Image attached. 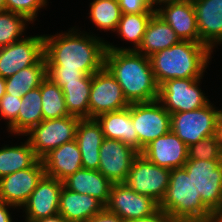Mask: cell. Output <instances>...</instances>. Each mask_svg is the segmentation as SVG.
Segmentation results:
<instances>
[{"label": "cell", "instance_id": "74e56055", "mask_svg": "<svg viewBox=\"0 0 222 222\" xmlns=\"http://www.w3.org/2000/svg\"><path fill=\"white\" fill-rule=\"evenodd\" d=\"M122 14L155 13L150 0H118Z\"/></svg>", "mask_w": 222, "mask_h": 222}, {"label": "cell", "instance_id": "e575fe53", "mask_svg": "<svg viewBox=\"0 0 222 222\" xmlns=\"http://www.w3.org/2000/svg\"><path fill=\"white\" fill-rule=\"evenodd\" d=\"M6 10L25 16L30 22L35 21L37 11L47 5V0H5Z\"/></svg>", "mask_w": 222, "mask_h": 222}, {"label": "cell", "instance_id": "e0dca14e", "mask_svg": "<svg viewBox=\"0 0 222 222\" xmlns=\"http://www.w3.org/2000/svg\"><path fill=\"white\" fill-rule=\"evenodd\" d=\"M63 182L44 176L22 206L26 213V222H35L59 214L60 193Z\"/></svg>", "mask_w": 222, "mask_h": 222}, {"label": "cell", "instance_id": "83f0119b", "mask_svg": "<svg viewBox=\"0 0 222 222\" xmlns=\"http://www.w3.org/2000/svg\"><path fill=\"white\" fill-rule=\"evenodd\" d=\"M92 75H85L78 82H66L62 87L69 115L89 118V97Z\"/></svg>", "mask_w": 222, "mask_h": 222}, {"label": "cell", "instance_id": "f35d334b", "mask_svg": "<svg viewBox=\"0 0 222 222\" xmlns=\"http://www.w3.org/2000/svg\"><path fill=\"white\" fill-rule=\"evenodd\" d=\"M127 222H175L166 212L161 210L160 208L152 215L133 219Z\"/></svg>", "mask_w": 222, "mask_h": 222}, {"label": "cell", "instance_id": "52a82bcc", "mask_svg": "<svg viewBox=\"0 0 222 222\" xmlns=\"http://www.w3.org/2000/svg\"><path fill=\"white\" fill-rule=\"evenodd\" d=\"M221 110L209 102L196 110L171 114V131L188 147L215 135L216 123Z\"/></svg>", "mask_w": 222, "mask_h": 222}, {"label": "cell", "instance_id": "f1b7e54d", "mask_svg": "<svg viewBox=\"0 0 222 222\" xmlns=\"http://www.w3.org/2000/svg\"><path fill=\"white\" fill-rule=\"evenodd\" d=\"M38 158L26 140L20 146H3L0 148V178L31 167Z\"/></svg>", "mask_w": 222, "mask_h": 222}, {"label": "cell", "instance_id": "d4e9b609", "mask_svg": "<svg viewBox=\"0 0 222 222\" xmlns=\"http://www.w3.org/2000/svg\"><path fill=\"white\" fill-rule=\"evenodd\" d=\"M180 41L171 26L154 13L146 27L142 43L136 51L150 57L152 54L170 48Z\"/></svg>", "mask_w": 222, "mask_h": 222}, {"label": "cell", "instance_id": "5bb4252c", "mask_svg": "<svg viewBox=\"0 0 222 222\" xmlns=\"http://www.w3.org/2000/svg\"><path fill=\"white\" fill-rule=\"evenodd\" d=\"M45 176L43 163L38 159L31 167L0 178V201L22 207Z\"/></svg>", "mask_w": 222, "mask_h": 222}, {"label": "cell", "instance_id": "7c38bea8", "mask_svg": "<svg viewBox=\"0 0 222 222\" xmlns=\"http://www.w3.org/2000/svg\"><path fill=\"white\" fill-rule=\"evenodd\" d=\"M105 208L127 222L154 214L159 209V203L151 197L138 194L125 183H115L111 186Z\"/></svg>", "mask_w": 222, "mask_h": 222}, {"label": "cell", "instance_id": "4fadbf2b", "mask_svg": "<svg viewBox=\"0 0 222 222\" xmlns=\"http://www.w3.org/2000/svg\"><path fill=\"white\" fill-rule=\"evenodd\" d=\"M44 56V35L24 37L0 48V76L7 79Z\"/></svg>", "mask_w": 222, "mask_h": 222}, {"label": "cell", "instance_id": "cb8c5ba5", "mask_svg": "<svg viewBox=\"0 0 222 222\" xmlns=\"http://www.w3.org/2000/svg\"><path fill=\"white\" fill-rule=\"evenodd\" d=\"M64 186L83 195H90L108 203L112 182L98 170L80 169L63 181Z\"/></svg>", "mask_w": 222, "mask_h": 222}, {"label": "cell", "instance_id": "d590c367", "mask_svg": "<svg viewBox=\"0 0 222 222\" xmlns=\"http://www.w3.org/2000/svg\"><path fill=\"white\" fill-rule=\"evenodd\" d=\"M21 97V95L5 93L0 99V116L2 119L8 120V128L17 120L20 105L22 103Z\"/></svg>", "mask_w": 222, "mask_h": 222}, {"label": "cell", "instance_id": "44dd1931", "mask_svg": "<svg viewBox=\"0 0 222 222\" xmlns=\"http://www.w3.org/2000/svg\"><path fill=\"white\" fill-rule=\"evenodd\" d=\"M103 139V130L96 118L79 120L75 140L81 152L83 169L98 170Z\"/></svg>", "mask_w": 222, "mask_h": 222}, {"label": "cell", "instance_id": "9c48e42d", "mask_svg": "<svg viewBox=\"0 0 222 222\" xmlns=\"http://www.w3.org/2000/svg\"><path fill=\"white\" fill-rule=\"evenodd\" d=\"M170 173L171 170L153 164L139 153L124 183L138 194L160 203L169 185Z\"/></svg>", "mask_w": 222, "mask_h": 222}, {"label": "cell", "instance_id": "30bf717a", "mask_svg": "<svg viewBox=\"0 0 222 222\" xmlns=\"http://www.w3.org/2000/svg\"><path fill=\"white\" fill-rule=\"evenodd\" d=\"M131 118L140 142V153L151 141L171 130V114L158 99L132 103Z\"/></svg>", "mask_w": 222, "mask_h": 222}, {"label": "cell", "instance_id": "484cf974", "mask_svg": "<svg viewBox=\"0 0 222 222\" xmlns=\"http://www.w3.org/2000/svg\"><path fill=\"white\" fill-rule=\"evenodd\" d=\"M22 103L18 112L17 120L8 128L10 133L23 135L31 128L41 123L42 114V97L40 86L28 91L21 97Z\"/></svg>", "mask_w": 222, "mask_h": 222}, {"label": "cell", "instance_id": "277c9868", "mask_svg": "<svg viewBox=\"0 0 222 222\" xmlns=\"http://www.w3.org/2000/svg\"><path fill=\"white\" fill-rule=\"evenodd\" d=\"M159 208L175 222H215V215L203 204L192 178L183 167L171 170Z\"/></svg>", "mask_w": 222, "mask_h": 222}, {"label": "cell", "instance_id": "8992f818", "mask_svg": "<svg viewBox=\"0 0 222 222\" xmlns=\"http://www.w3.org/2000/svg\"><path fill=\"white\" fill-rule=\"evenodd\" d=\"M80 118L65 116L58 119L43 120L31 128L25 136L38 159H42L51 150L64 143L75 140Z\"/></svg>", "mask_w": 222, "mask_h": 222}, {"label": "cell", "instance_id": "9a60e30c", "mask_svg": "<svg viewBox=\"0 0 222 222\" xmlns=\"http://www.w3.org/2000/svg\"><path fill=\"white\" fill-rule=\"evenodd\" d=\"M98 171L113 184L124 183L139 152L119 140L104 138L100 147Z\"/></svg>", "mask_w": 222, "mask_h": 222}, {"label": "cell", "instance_id": "ffe728a7", "mask_svg": "<svg viewBox=\"0 0 222 222\" xmlns=\"http://www.w3.org/2000/svg\"><path fill=\"white\" fill-rule=\"evenodd\" d=\"M41 161L45 169V175L62 182L82 169L81 152L76 140L64 143L51 150Z\"/></svg>", "mask_w": 222, "mask_h": 222}, {"label": "cell", "instance_id": "d6986e66", "mask_svg": "<svg viewBox=\"0 0 222 222\" xmlns=\"http://www.w3.org/2000/svg\"><path fill=\"white\" fill-rule=\"evenodd\" d=\"M195 7L200 43L212 51L222 44V0H192Z\"/></svg>", "mask_w": 222, "mask_h": 222}, {"label": "cell", "instance_id": "f546056e", "mask_svg": "<svg viewBox=\"0 0 222 222\" xmlns=\"http://www.w3.org/2000/svg\"><path fill=\"white\" fill-rule=\"evenodd\" d=\"M154 13H136V14H122L121 19L117 25L115 32L121 36L122 39L132 41L133 48L115 47L106 42L107 49L113 50H137L141 45L146 27Z\"/></svg>", "mask_w": 222, "mask_h": 222}, {"label": "cell", "instance_id": "6da1fadb", "mask_svg": "<svg viewBox=\"0 0 222 222\" xmlns=\"http://www.w3.org/2000/svg\"><path fill=\"white\" fill-rule=\"evenodd\" d=\"M81 34L73 27L68 33L44 35L47 66H60L70 71L81 70L86 75L101 70L105 65L106 42L91 34Z\"/></svg>", "mask_w": 222, "mask_h": 222}, {"label": "cell", "instance_id": "5b68a950", "mask_svg": "<svg viewBox=\"0 0 222 222\" xmlns=\"http://www.w3.org/2000/svg\"><path fill=\"white\" fill-rule=\"evenodd\" d=\"M183 168L203 204L216 215L222 209V160L188 159Z\"/></svg>", "mask_w": 222, "mask_h": 222}, {"label": "cell", "instance_id": "ab89813d", "mask_svg": "<svg viewBox=\"0 0 222 222\" xmlns=\"http://www.w3.org/2000/svg\"><path fill=\"white\" fill-rule=\"evenodd\" d=\"M87 222H125L123 219L118 217L115 213L109 212L104 208L100 213L94 215Z\"/></svg>", "mask_w": 222, "mask_h": 222}, {"label": "cell", "instance_id": "7402d4cb", "mask_svg": "<svg viewBox=\"0 0 222 222\" xmlns=\"http://www.w3.org/2000/svg\"><path fill=\"white\" fill-rule=\"evenodd\" d=\"M104 208L105 205L95 197L73 192L63 185L60 193L59 214L67 222H87Z\"/></svg>", "mask_w": 222, "mask_h": 222}, {"label": "cell", "instance_id": "2e32d148", "mask_svg": "<svg viewBox=\"0 0 222 222\" xmlns=\"http://www.w3.org/2000/svg\"><path fill=\"white\" fill-rule=\"evenodd\" d=\"M155 13L176 32L182 41L200 43L195 7L192 0H172L158 4Z\"/></svg>", "mask_w": 222, "mask_h": 222}, {"label": "cell", "instance_id": "8d00e7d4", "mask_svg": "<svg viewBox=\"0 0 222 222\" xmlns=\"http://www.w3.org/2000/svg\"><path fill=\"white\" fill-rule=\"evenodd\" d=\"M86 74L81 70H63L60 66H47V77L55 82L60 88L66 82H78Z\"/></svg>", "mask_w": 222, "mask_h": 222}, {"label": "cell", "instance_id": "f6af8a7d", "mask_svg": "<svg viewBox=\"0 0 222 222\" xmlns=\"http://www.w3.org/2000/svg\"><path fill=\"white\" fill-rule=\"evenodd\" d=\"M215 222H222V209L215 215Z\"/></svg>", "mask_w": 222, "mask_h": 222}, {"label": "cell", "instance_id": "ba28073f", "mask_svg": "<svg viewBox=\"0 0 222 222\" xmlns=\"http://www.w3.org/2000/svg\"><path fill=\"white\" fill-rule=\"evenodd\" d=\"M202 78L170 79L159 86L158 100L170 113L206 106L210 101L198 86Z\"/></svg>", "mask_w": 222, "mask_h": 222}, {"label": "cell", "instance_id": "7bdbcfd3", "mask_svg": "<svg viewBox=\"0 0 222 222\" xmlns=\"http://www.w3.org/2000/svg\"><path fill=\"white\" fill-rule=\"evenodd\" d=\"M35 222H67L60 214L37 220Z\"/></svg>", "mask_w": 222, "mask_h": 222}, {"label": "cell", "instance_id": "d6a6232c", "mask_svg": "<svg viewBox=\"0 0 222 222\" xmlns=\"http://www.w3.org/2000/svg\"><path fill=\"white\" fill-rule=\"evenodd\" d=\"M31 23L25 16L8 10L0 11V48L15 43L23 38L26 23Z\"/></svg>", "mask_w": 222, "mask_h": 222}, {"label": "cell", "instance_id": "b9f144b4", "mask_svg": "<svg viewBox=\"0 0 222 222\" xmlns=\"http://www.w3.org/2000/svg\"><path fill=\"white\" fill-rule=\"evenodd\" d=\"M215 137L220 145V149L222 151V111L220 112L215 129Z\"/></svg>", "mask_w": 222, "mask_h": 222}, {"label": "cell", "instance_id": "3957f363", "mask_svg": "<svg viewBox=\"0 0 222 222\" xmlns=\"http://www.w3.org/2000/svg\"><path fill=\"white\" fill-rule=\"evenodd\" d=\"M211 53L213 51L205 44L181 40L170 48L152 54L149 59L160 86L170 79L202 78Z\"/></svg>", "mask_w": 222, "mask_h": 222}, {"label": "cell", "instance_id": "60d3db41", "mask_svg": "<svg viewBox=\"0 0 222 222\" xmlns=\"http://www.w3.org/2000/svg\"><path fill=\"white\" fill-rule=\"evenodd\" d=\"M16 208L13 205L0 201V222H13L11 214H9L8 208Z\"/></svg>", "mask_w": 222, "mask_h": 222}, {"label": "cell", "instance_id": "ac0fdd59", "mask_svg": "<svg viewBox=\"0 0 222 222\" xmlns=\"http://www.w3.org/2000/svg\"><path fill=\"white\" fill-rule=\"evenodd\" d=\"M140 154L153 164L172 170L184 167L188 146L170 130L147 144Z\"/></svg>", "mask_w": 222, "mask_h": 222}, {"label": "cell", "instance_id": "7a4b0ae2", "mask_svg": "<svg viewBox=\"0 0 222 222\" xmlns=\"http://www.w3.org/2000/svg\"><path fill=\"white\" fill-rule=\"evenodd\" d=\"M104 66L121 86L129 104L158 99L159 85L149 57L136 50L107 49Z\"/></svg>", "mask_w": 222, "mask_h": 222}, {"label": "cell", "instance_id": "836d02e7", "mask_svg": "<svg viewBox=\"0 0 222 222\" xmlns=\"http://www.w3.org/2000/svg\"><path fill=\"white\" fill-rule=\"evenodd\" d=\"M188 159L222 160V151L215 135L190 145L188 147Z\"/></svg>", "mask_w": 222, "mask_h": 222}, {"label": "cell", "instance_id": "7dc6e473", "mask_svg": "<svg viewBox=\"0 0 222 222\" xmlns=\"http://www.w3.org/2000/svg\"><path fill=\"white\" fill-rule=\"evenodd\" d=\"M6 10V2L5 0H0V11Z\"/></svg>", "mask_w": 222, "mask_h": 222}, {"label": "cell", "instance_id": "4316f807", "mask_svg": "<svg viewBox=\"0 0 222 222\" xmlns=\"http://www.w3.org/2000/svg\"><path fill=\"white\" fill-rule=\"evenodd\" d=\"M47 77V63L43 56L35 65L26 67L6 80V93L25 95L28 91L38 88Z\"/></svg>", "mask_w": 222, "mask_h": 222}, {"label": "cell", "instance_id": "ee69618b", "mask_svg": "<svg viewBox=\"0 0 222 222\" xmlns=\"http://www.w3.org/2000/svg\"><path fill=\"white\" fill-rule=\"evenodd\" d=\"M6 80L5 78L0 76V99L5 95L6 93Z\"/></svg>", "mask_w": 222, "mask_h": 222}, {"label": "cell", "instance_id": "8fae6325", "mask_svg": "<svg viewBox=\"0 0 222 222\" xmlns=\"http://www.w3.org/2000/svg\"><path fill=\"white\" fill-rule=\"evenodd\" d=\"M129 105L121 86L105 66L92 75L89 118H97L107 112L119 111Z\"/></svg>", "mask_w": 222, "mask_h": 222}, {"label": "cell", "instance_id": "603a6c76", "mask_svg": "<svg viewBox=\"0 0 222 222\" xmlns=\"http://www.w3.org/2000/svg\"><path fill=\"white\" fill-rule=\"evenodd\" d=\"M96 120L100 123L104 138L119 140L140 153V142L131 118L129 107L99 115Z\"/></svg>", "mask_w": 222, "mask_h": 222}, {"label": "cell", "instance_id": "bcb514c9", "mask_svg": "<svg viewBox=\"0 0 222 222\" xmlns=\"http://www.w3.org/2000/svg\"><path fill=\"white\" fill-rule=\"evenodd\" d=\"M152 5H158L160 3L166 2V1H172V0H150Z\"/></svg>", "mask_w": 222, "mask_h": 222}, {"label": "cell", "instance_id": "4dcf8cb0", "mask_svg": "<svg viewBox=\"0 0 222 222\" xmlns=\"http://www.w3.org/2000/svg\"><path fill=\"white\" fill-rule=\"evenodd\" d=\"M42 114L44 120L69 116L62 89L46 77L41 85Z\"/></svg>", "mask_w": 222, "mask_h": 222}, {"label": "cell", "instance_id": "1f68e13d", "mask_svg": "<svg viewBox=\"0 0 222 222\" xmlns=\"http://www.w3.org/2000/svg\"><path fill=\"white\" fill-rule=\"evenodd\" d=\"M89 15L99 29L115 32L122 12L118 0H94L90 3Z\"/></svg>", "mask_w": 222, "mask_h": 222}]
</instances>
